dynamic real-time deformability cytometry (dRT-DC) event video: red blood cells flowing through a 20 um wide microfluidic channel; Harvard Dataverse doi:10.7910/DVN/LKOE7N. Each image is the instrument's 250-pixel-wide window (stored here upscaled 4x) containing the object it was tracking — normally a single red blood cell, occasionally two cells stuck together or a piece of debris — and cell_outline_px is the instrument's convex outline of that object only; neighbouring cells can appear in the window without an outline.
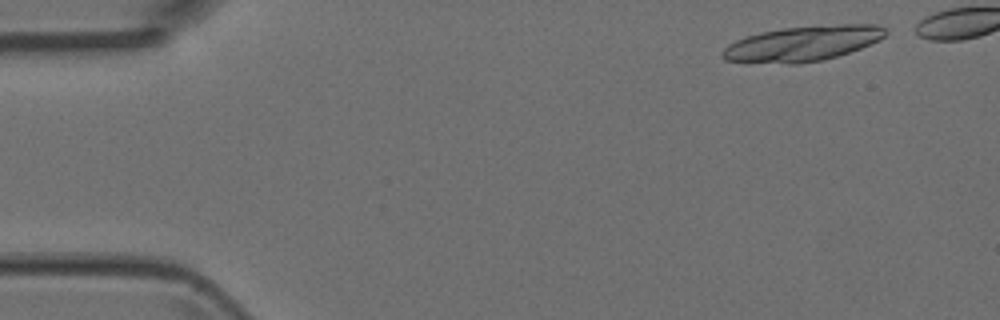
{"species": "Egyptian fruit bat (a non-hibernating species)", "species_latin": "Rousettus aegyptiacus", "temperature_condition": "room temperature", "stored_images_in_passage": 6, "camera_frame_rate_fps": 3000, "um_per_image_px": 0.085, "animal": {"sex": "female"}, "frame": {"image": 1, "passage_image": 2, "time_ms": 0.333, "image_size_px": [1000, 320], "cell_outline_px": [[888, 32], [880, 40], [860, 48], [836, 56], [820, 60], [800, 64], [788, 64], [724, 60], [720, 56], [720, 52], [728, 44], [736, 40], [760, 32], [784, 28], [816, 24], [880, 24]], "centroid_in_image_um": [68.23, 3.68], "position_along_channel_um": 16.8, "area_um2": 33.64}}
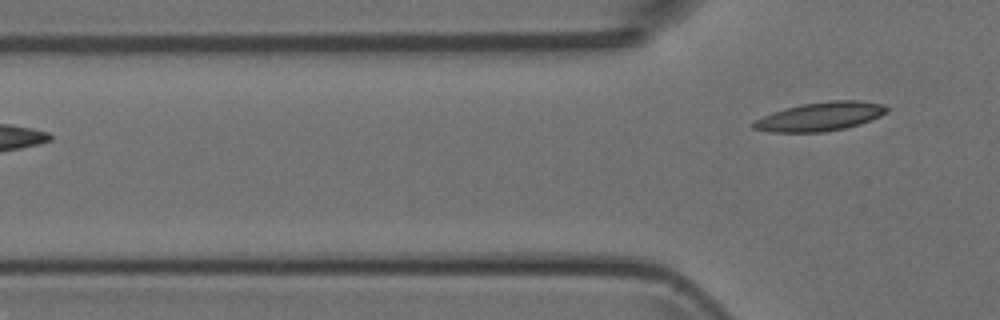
{"frame": {"image": 2, "passage_image": 6, "time_ms": 1.667, "image_size_px": [1000, 320], "cell_outline_px": [[888, 112], [880, 116], [860, 124], [844, 128], [824, 132], [772, 132], [752, 128], [748, 124], [772, 112], [800, 104], [828, 100], [856, 100], [884, 104], [888, 108]], "centroid_in_image_um": [69.71, 9.9], "position_along_channel_um": 56.1, "area_um2": 22.43}}